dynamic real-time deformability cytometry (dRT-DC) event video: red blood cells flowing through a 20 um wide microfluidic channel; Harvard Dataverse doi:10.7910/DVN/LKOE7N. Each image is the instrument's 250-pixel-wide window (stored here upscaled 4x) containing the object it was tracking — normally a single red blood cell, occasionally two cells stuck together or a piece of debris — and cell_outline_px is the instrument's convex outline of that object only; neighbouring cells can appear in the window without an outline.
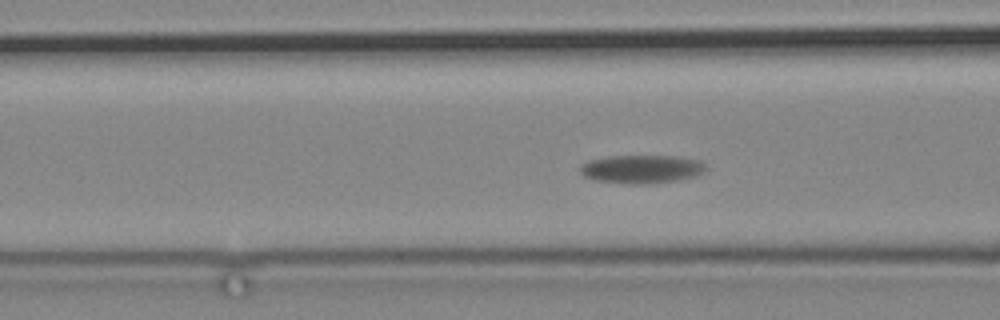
{"species": "common noctule bat (a hibernating species)", "species_latin": "Nyctalus noctula", "temperature_condition": "cold", "stored_images_in_passage": 60, "camera_frame_rate_fps": 3000, "um_per_image_px": 0.085, "animal": {"sex": "male", "body_mass_g": 19.2, "forearm_length_mm": 51.8}, "frame": {"image": 1, "passage_image": 27, "time_ms": 8.667, "image_size_px": [1000, 320], "cell_outline_px": [[704, 168], [700, 172], [692, 176], [676, 180], [644, 184], [632, 184], [596, 180], [584, 176], [580, 172], [580, 168], [588, 160], [608, 156], [676, 156], [700, 160], [704, 164]], "centroid_in_image_um": [54.48, 14.36], "position_along_channel_um": 112.1, "area_um2": 20.35}}
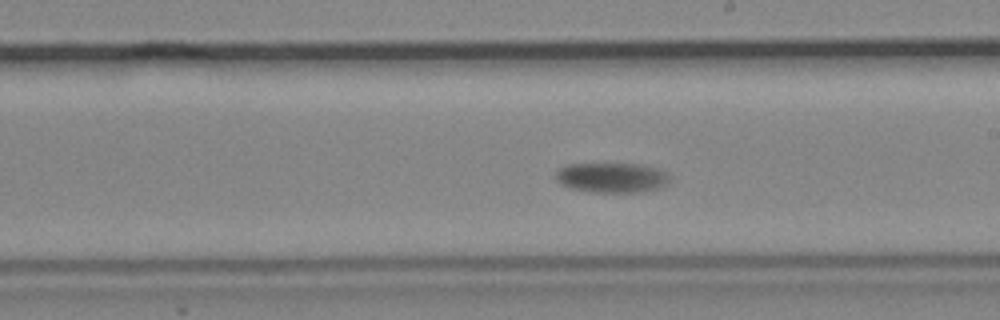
{"frame": {"image": 2, "passage_image": 39, "time_ms": 12.667, "image_size_px": [1000, 320], "cell_outline_px": [[672, 176], [668, 184], [660, 188], [640, 192], [592, 192], [572, 188], [560, 184], [556, 180], [556, 172], [560, 168], [568, 164], [636, 164], [656, 168]], "centroid_in_image_um": [52.02, 15.1], "position_along_channel_um": 237.0, "area_um2": 19.88}}
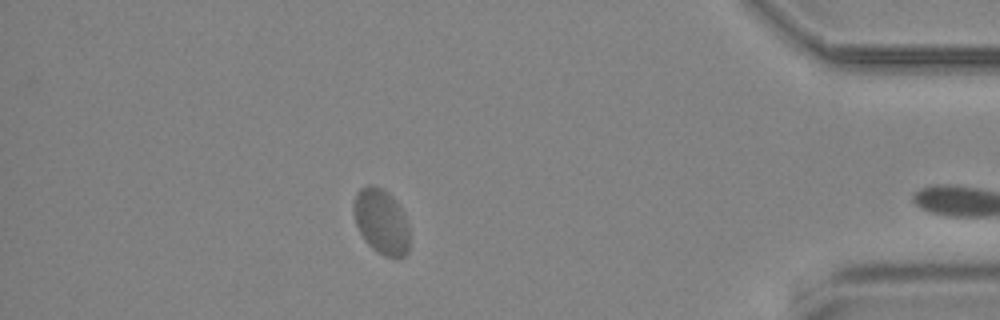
{"frame": {"image": 3, "passage_image": 59, "time_ms": 19.333, "image_size_px": [1000, 320], "cell_outline_px": [[408, 252], [404, 256], [396, 260], [384, 256], [376, 252], [364, 240], [356, 224], [352, 212], [352, 204], [356, 192], [360, 188], [368, 184], [372, 184], [388, 192], [392, 196], [400, 208], [408, 224]], "centroid_in_image_um": [32.38, 18.85], "position_along_channel_um": 402.8, "area_um2": 21.56}}